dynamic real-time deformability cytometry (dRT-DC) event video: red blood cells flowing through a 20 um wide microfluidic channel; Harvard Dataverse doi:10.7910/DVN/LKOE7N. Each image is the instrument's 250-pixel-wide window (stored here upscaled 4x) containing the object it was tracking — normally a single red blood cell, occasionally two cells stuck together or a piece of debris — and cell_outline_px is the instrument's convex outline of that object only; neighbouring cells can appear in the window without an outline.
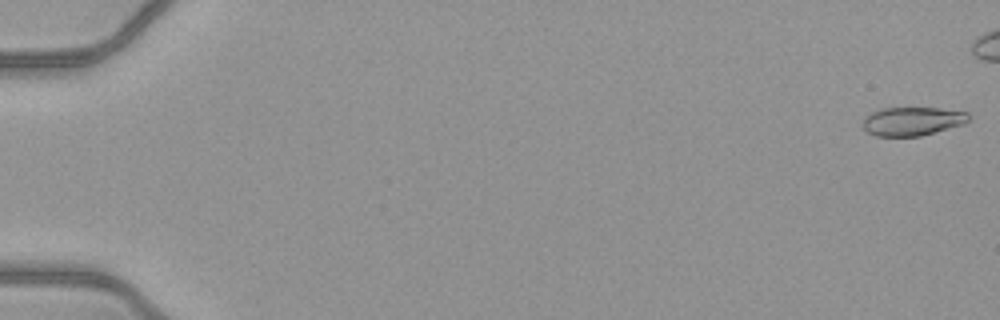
{"species": "common noctule bat (a hibernating species)", "species_latin": "Nyctalus noctula", "temperature_condition": "warm", "stored_images_in_passage": 46, "camera_frame_rate_fps": 3000, "um_per_image_px": 0.085, "animal": {"sex": "female", "body_mass_g": 21.9}, "frame": {"image": 1, "passage_image": 1, "time_ms": 0.0, "image_size_px": [1000, 320], "cell_outline_px": [[972, 116], [964, 124], [920, 136], [876, 136], [868, 132], [860, 124], [864, 116], [880, 108], [940, 108], [968, 112]], "centroid_in_image_um": [77.53, 10.3], "position_along_channel_um": 7.5, "area_um2": 17.86}}
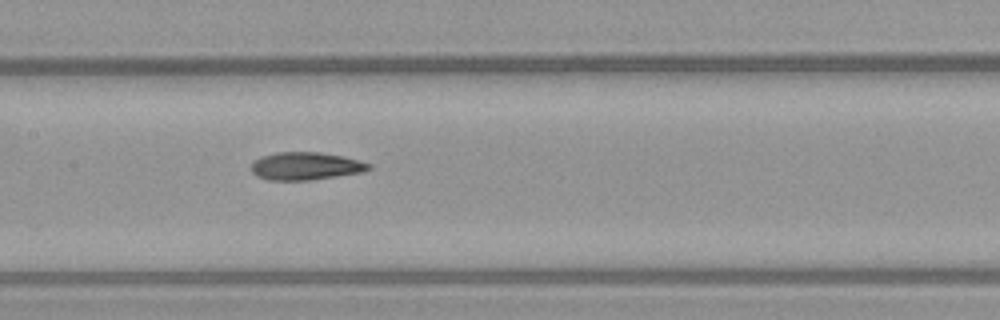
{"frame": {"image": 2, "passage_image": 27, "time_ms": 8.667, "image_size_px": [1000, 320], "cell_outline_px": [[372, 168], [364, 172], [308, 180], [268, 180], [256, 176], [252, 172], [252, 160], [260, 156], [276, 152], [320, 152], [344, 156], [372, 164]], "centroid_in_image_um": [25.97, 14.11], "position_along_channel_um": 181.4, "area_um2": 19.19}}
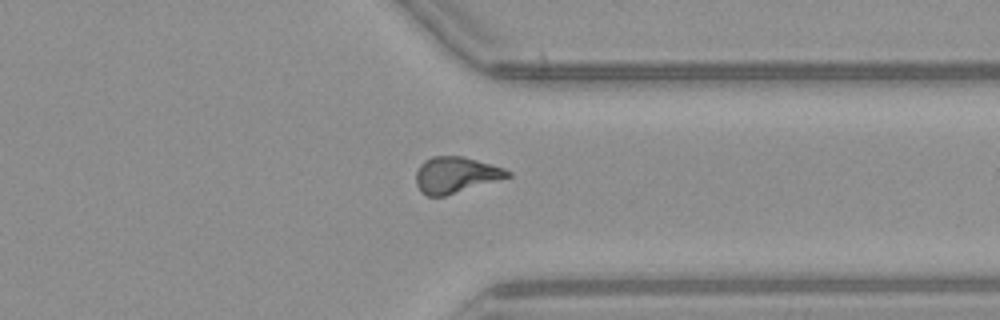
{"frame": {"image": 3, "passage_image": 41, "time_ms": 13.333, "image_size_px": [1000, 320], "cell_outline_px": [[512, 176], [444, 196], [428, 196], [420, 192], [416, 184], [416, 172], [420, 164], [424, 160], [432, 156], [464, 156], [504, 168], [512, 172]], "centroid_in_image_um": [38.72, 14.86], "position_along_channel_um": 372.7, "area_um2": 19.31}}